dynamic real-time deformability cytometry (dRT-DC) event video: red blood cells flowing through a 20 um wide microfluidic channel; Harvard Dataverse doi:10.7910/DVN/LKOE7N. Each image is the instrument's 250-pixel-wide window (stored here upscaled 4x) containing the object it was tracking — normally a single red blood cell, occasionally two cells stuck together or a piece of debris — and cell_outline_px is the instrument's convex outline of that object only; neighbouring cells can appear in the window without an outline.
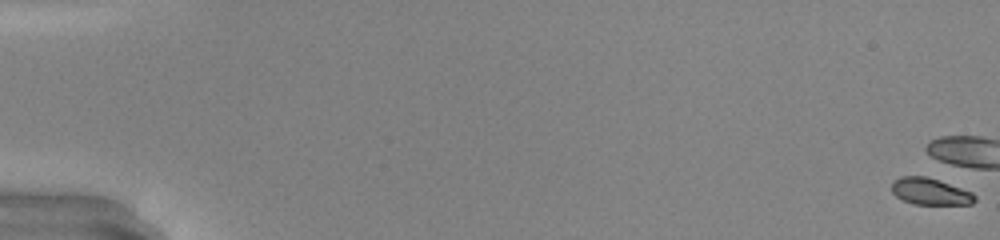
{"species": "common noctule bat (a hibernating species)", "species_latin": "Nyctalus noctula", "temperature_condition": "warm", "stored_images_in_passage": 5, "camera_frame_rate_fps": 3000, "um_per_image_px": 0.085, "animal": {"sex": "male", "body_mass_g": 20.0, "forearm_length_mm": 53.3}, "frame": {"image": 1, "passage_image": 1, "time_ms": 0.0, "image_size_px": [1000, 240], "cell_outline_px": [[976, 200], [972, 204], [912, 204], [896, 196], [892, 192], [892, 180], [900, 176], [924, 176], [972, 192], [976, 196]], "centroid_in_image_um": [79.04, 16.28], "position_along_channel_um": 6.0, "area_um2": 12.77}}